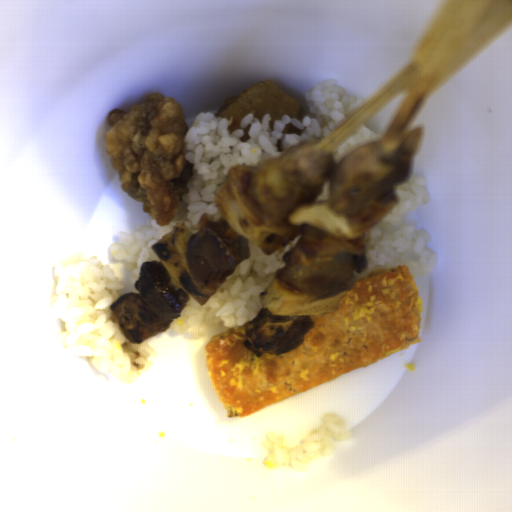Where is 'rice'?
<instances>
[{
	"instance_id": "rice-5",
	"label": "rice",
	"mask_w": 512,
	"mask_h": 512,
	"mask_svg": "<svg viewBox=\"0 0 512 512\" xmlns=\"http://www.w3.org/2000/svg\"><path fill=\"white\" fill-rule=\"evenodd\" d=\"M382 133H375L367 128L366 125H360L348 138H346L333 152H335V165L339 163L345 154L356 147L376 140H382Z\"/></svg>"
},
{
	"instance_id": "rice-3",
	"label": "rice",
	"mask_w": 512,
	"mask_h": 512,
	"mask_svg": "<svg viewBox=\"0 0 512 512\" xmlns=\"http://www.w3.org/2000/svg\"><path fill=\"white\" fill-rule=\"evenodd\" d=\"M294 240L267 255L259 246L249 241L250 256L242 259L204 306L190 295L178 317L167 328L170 338L205 339L217 333L232 330L257 317L263 309L261 292L276 281V272L285 267L284 256L301 239Z\"/></svg>"
},
{
	"instance_id": "rice-4",
	"label": "rice",
	"mask_w": 512,
	"mask_h": 512,
	"mask_svg": "<svg viewBox=\"0 0 512 512\" xmlns=\"http://www.w3.org/2000/svg\"><path fill=\"white\" fill-rule=\"evenodd\" d=\"M393 196L395 200L392 202L398 203L363 235L367 268L362 272L355 271V282L375 270L401 265H406L415 279L428 276L438 265L439 254L427 248L432 241L430 232L406 219L407 213L431 200L426 178L406 174L394 185Z\"/></svg>"
},
{
	"instance_id": "rice-1",
	"label": "rice",
	"mask_w": 512,
	"mask_h": 512,
	"mask_svg": "<svg viewBox=\"0 0 512 512\" xmlns=\"http://www.w3.org/2000/svg\"><path fill=\"white\" fill-rule=\"evenodd\" d=\"M308 111L315 118L302 117L301 120L283 114L282 120L274 121L270 128V114L262 115V120L254 118L252 112L245 115L240 128L228 131L233 117H215V113L200 112L188 127L183 139L185 160L193 164L187 182L188 192L179 201L178 211L173 220L160 225L151 217L150 224L139 226L133 231L119 232V244L111 246L110 253L115 260H125L129 278L135 285L140 276L141 264L145 261H159L151 246L162 236L173 230L180 222H185L192 235L198 232V221L206 213L212 220L224 217L217 209L216 189L228 177L229 171L237 165L258 167L265 159L276 158L289 147L302 140H316L332 134L346 119L364 104L361 97L349 96L345 87L337 80L321 81L305 93ZM303 130L302 135L284 134L287 122ZM250 139L240 142L244 128L251 125ZM162 263V262H161Z\"/></svg>"
},
{
	"instance_id": "rice-2",
	"label": "rice",
	"mask_w": 512,
	"mask_h": 512,
	"mask_svg": "<svg viewBox=\"0 0 512 512\" xmlns=\"http://www.w3.org/2000/svg\"><path fill=\"white\" fill-rule=\"evenodd\" d=\"M54 280L53 312L65 324L61 339L72 356L89 358L101 376L111 379L144 368L150 358L147 339L131 342L111 320V306L125 285L110 266L93 256L69 258L56 266Z\"/></svg>"
}]
</instances>
